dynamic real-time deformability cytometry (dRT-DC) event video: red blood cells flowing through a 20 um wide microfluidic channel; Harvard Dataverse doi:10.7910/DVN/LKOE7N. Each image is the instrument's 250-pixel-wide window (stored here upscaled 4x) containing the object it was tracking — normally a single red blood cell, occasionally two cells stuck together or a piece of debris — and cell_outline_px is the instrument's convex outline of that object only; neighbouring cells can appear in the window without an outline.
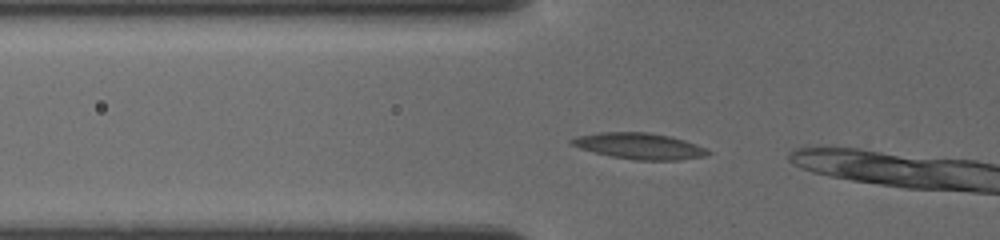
{"species": "common noctule bat (a hibernating species)", "species_latin": "Nyctalus noctula", "temperature_condition": "cold", "stored_images_in_passage": 4, "camera_frame_rate_fps": 3000, "um_per_image_px": 0.085, "animal": {"sex": "female", "body_mass_g": 19.5, "forearm_length_mm": 54.1}, "frame": {"image": 1, "passage_image": 3, "time_ms": 0.667, "image_size_px": [1000, 240], "cell_outline_px": [[712, 152], [704, 156], [680, 160], [636, 160], [612, 156], [580, 148], [568, 144], [568, 140], [576, 136], [600, 132], [648, 132], [672, 136], [696, 144]], "centroid_in_image_um": [54.33, 12.4], "position_along_channel_um": 71.5, "area_um2": 20.75}}